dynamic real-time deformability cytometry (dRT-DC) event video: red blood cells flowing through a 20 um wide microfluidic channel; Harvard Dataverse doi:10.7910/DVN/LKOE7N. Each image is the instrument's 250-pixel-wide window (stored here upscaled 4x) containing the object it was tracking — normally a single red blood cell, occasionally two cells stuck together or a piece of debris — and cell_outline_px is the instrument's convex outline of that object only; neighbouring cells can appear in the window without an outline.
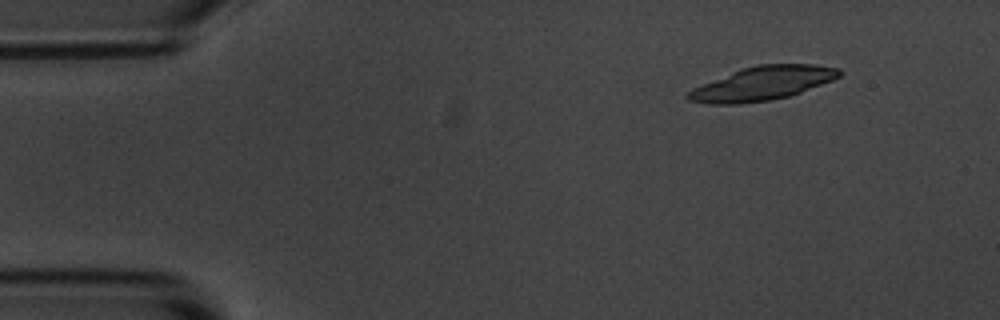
{"species": "common noctule bat (a hibernating species)", "species_latin": "Nyctalus noctula", "temperature_condition": "room temperature", "stored_images_in_passage": 6, "camera_frame_rate_fps": 3000, "um_per_image_px": 0.085, "animal": {"sex": "male", "body_mass_g": 20.1, "forearm_length_mm": 53.5}, "frame": {"image": 1, "passage_image": 2, "time_ms": 1.0, "image_size_px": [1000, 320], "cell_outline_px": [[840, 76], [832, 80], [800, 92], [788, 96], [768, 100], [736, 104], [704, 104], [688, 100], [684, 96], [692, 88], [732, 72], [756, 64], [816, 64], [840, 68]], "centroid_in_image_um": [64.78, 7.09], "position_along_channel_um": 20.2, "area_um2": 29.54}}